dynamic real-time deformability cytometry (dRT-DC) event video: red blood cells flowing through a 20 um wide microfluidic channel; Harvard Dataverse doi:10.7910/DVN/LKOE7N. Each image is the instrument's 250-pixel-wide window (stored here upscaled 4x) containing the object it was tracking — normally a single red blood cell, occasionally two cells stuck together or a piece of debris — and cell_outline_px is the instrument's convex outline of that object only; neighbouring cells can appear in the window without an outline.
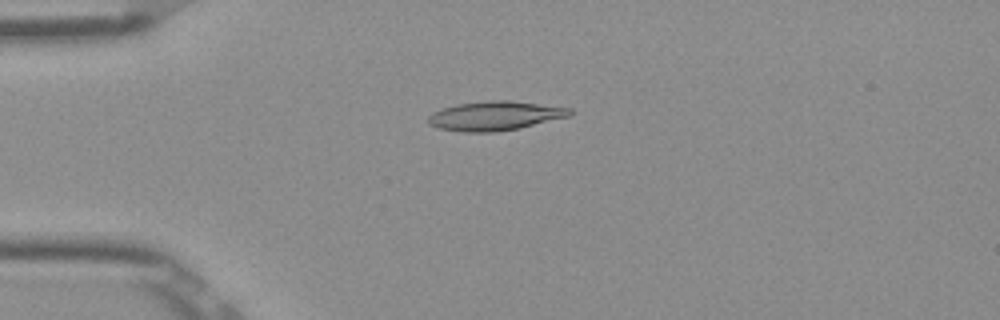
{"species": "Egyptian fruit bat (a non-hibernating species)", "species_latin": "Rousettus aegyptiacus", "temperature_condition": "room temperature", "stored_images_in_passage": 52, "camera_frame_rate_fps": 3000, "um_per_image_px": 0.085, "frame": {"image": 1, "passage_image": 13, "time_ms": 4.0, "image_size_px": [1000, 320], "cell_outline_px": [[572, 116], [520, 128], [496, 132], [464, 132], [440, 128], [428, 124], [428, 116], [432, 112], [456, 104], [488, 100], [508, 100], [572, 108]], "centroid_in_image_um": [42.1, 9.84], "position_along_channel_um": 42.9, "area_um2": 24.22}}
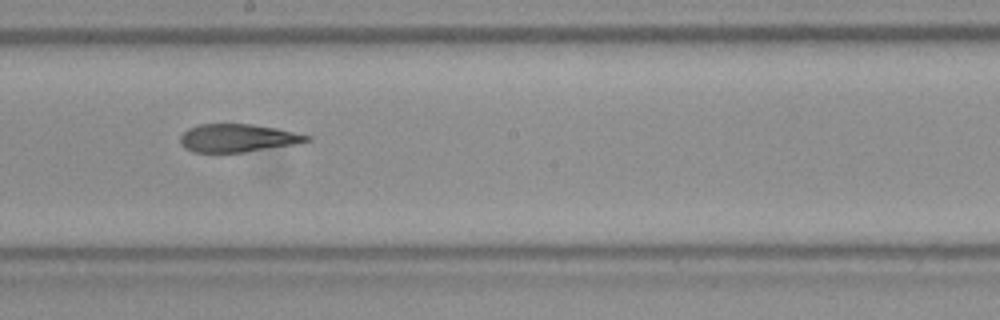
{"frame": {"image": 2, "passage_image": 29, "time_ms": 9.333, "image_size_px": [1000, 320], "cell_outline_px": [[312, 140], [296, 144], [244, 152], [192, 152], [184, 148], [180, 144], [180, 136], [188, 128], [200, 124], [252, 124], [276, 128], [312, 136]], "centroid_in_image_um": [20.19, 11.73], "position_along_channel_um": 228.0, "area_um2": 20.69}}
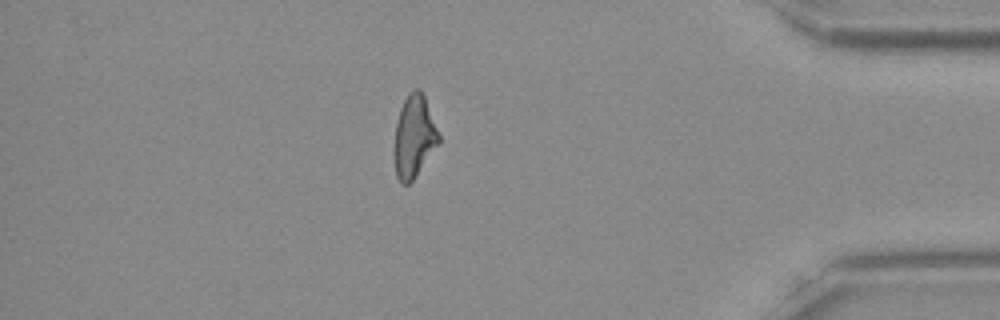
{"frame": {"image": 3, "passage_image": 45, "time_ms": 14.667, "image_size_px": [1000, 320], "cell_outline_px": [[440, 144], [412, 180], [408, 184], [400, 184], [396, 176], [396, 124], [400, 108], [408, 92], [412, 88], [420, 88], [424, 96], [440, 136]], "centroid_in_image_um": [35.23, 11.58], "position_along_channel_um": 400.0, "area_um2": 20.98}, "authors_computed_cell_mechanics": {"area_um2": 22.1374, "velocity_mm_per_s": 3.906, "shape_relaxation_time_tau1_ms": null, "shape_relaxation_time_tau2_ms": 3.2118, "deformation_change_tau1": null, "deformation_change_tau2": 0.1181}}